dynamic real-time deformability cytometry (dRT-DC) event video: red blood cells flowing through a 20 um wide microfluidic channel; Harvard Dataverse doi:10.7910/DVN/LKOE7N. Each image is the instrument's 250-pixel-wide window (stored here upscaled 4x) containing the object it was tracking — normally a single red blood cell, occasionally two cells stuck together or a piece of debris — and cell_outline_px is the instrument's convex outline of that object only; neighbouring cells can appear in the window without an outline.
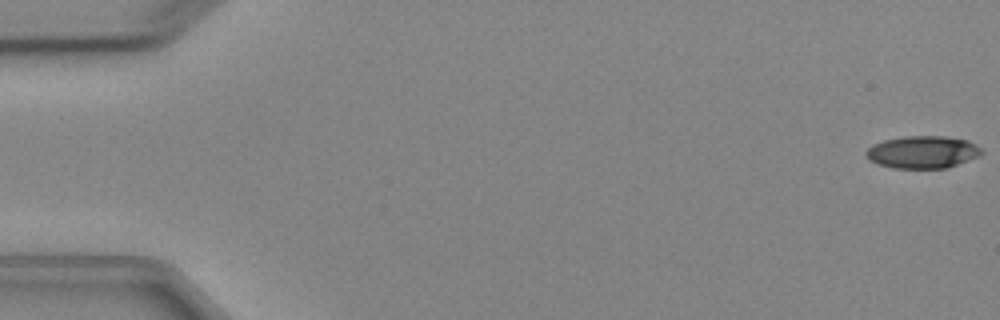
{"species": "Egyptian fruit bat (a non-hibernating species)", "species_latin": "Rousettus aegyptiacus", "temperature_condition": "cold", "stored_images_in_passage": 5, "camera_frame_rate_fps": 3000, "um_per_image_px": 0.085, "animal": {"sex": "female"}, "frame": {"image": 1, "passage_image": 1, "time_ms": 0.0, "image_size_px": [1000, 320], "cell_outline_px": [[984, 152], [980, 156], [948, 168], [892, 168], [868, 160], [864, 156], [864, 152], [872, 144], [884, 140], [904, 136], [944, 136], [968, 140], [976, 144]], "centroid_in_image_um": [78.42, 12.93], "position_along_channel_um": 6.6, "area_um2": 22.08}}
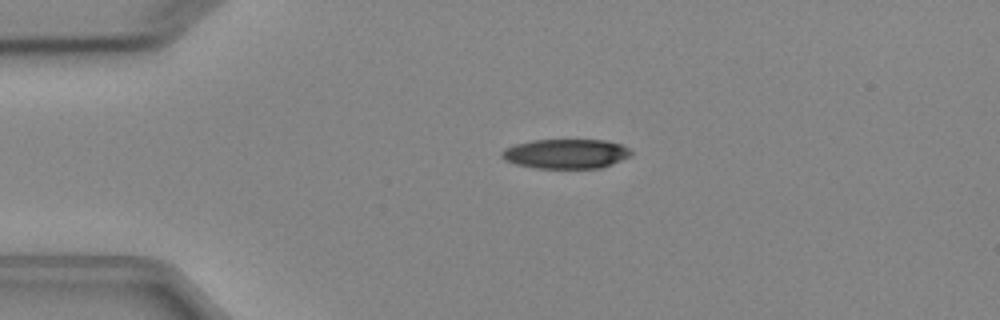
{"frame": {"image": 2, "passage_image": 4, "time_ms": 3.667, "image_size_px": [1000, 320], "cell_outline_px": [[632, 152], [628, 156], [612, 164], [600, 168], [536, 168], [516, 164], [504, 160], [500, 156], [500, 152], [504, 148], [516, 144], [532, 140], [604, 140], [620, 144], [628, 148]], "centroid_in_image_um": [48.05, 13.07], "position_along_channel_um": 36.9, "area_um2": 22.2}}